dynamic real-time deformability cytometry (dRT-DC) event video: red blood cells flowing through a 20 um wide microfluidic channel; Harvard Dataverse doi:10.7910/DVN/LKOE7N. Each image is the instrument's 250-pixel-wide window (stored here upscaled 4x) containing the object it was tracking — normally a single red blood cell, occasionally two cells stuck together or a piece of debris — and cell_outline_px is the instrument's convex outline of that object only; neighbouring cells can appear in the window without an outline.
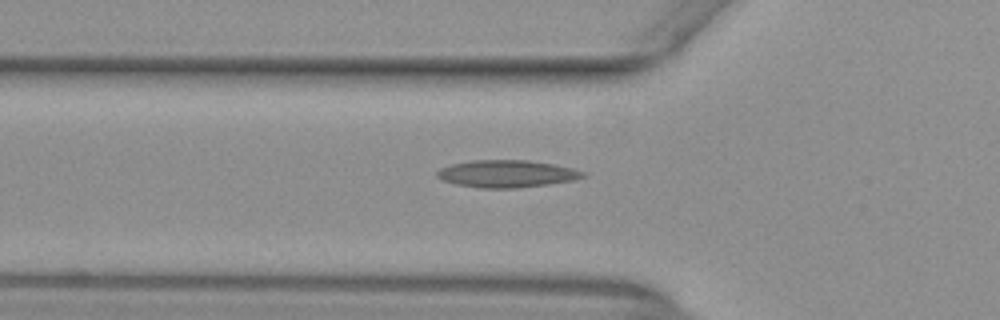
{"species": "common noctule bat (a hibernating species)", "species_latin": "Nyctalus noctula", "temperature_condition": "warm", "stored_images_in_passage": 38, "camera_frame_rate_fps": 3000, "um_per_image_px": 0.085, "animal": {"sex": "female", "body_mass_g": 29.2, "forearm_length_mm": 56.3}, "frame": {"image": 1, "passage_image": 6, "time_ms": 1.667, "image_size_px": [1000, 320], "cell_outline_px": [[588, 176], [572, 180], [548, 184], [516, 188], [480, 188], [456, 184], [444, 180], [436, 176], [436, 172], [440, 168], [452, 164], [472, 160], [528, 160], [552, 164], [572, 168], [584, 172]], "centroid_in_image_um": [43.07, 14.77], "position_along_channel_um": 82.7, "area_um2": 23.06}}
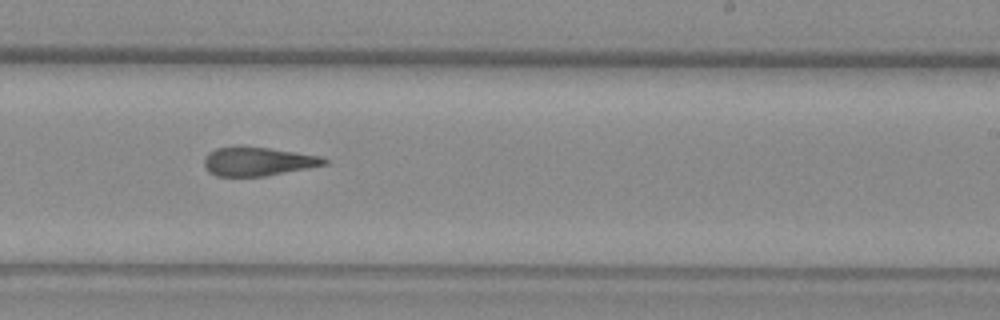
{"frame": {"image": 2, "passage_image": 20, "time_ms": 6.333, "image_size_px": [1000, 320], "cell_outline_px": [[328, 164], [308, 168], [264, 176], [216, 176], [208, 172], [204, 164], [204, 156], [208, 152], [216, 148], [268, 148], [320, 156], [328, 160]], "centroid_in_image_um": [21.91, 13.75], "position_along_channel_um": 267.1, "area_um2": 19.65}}
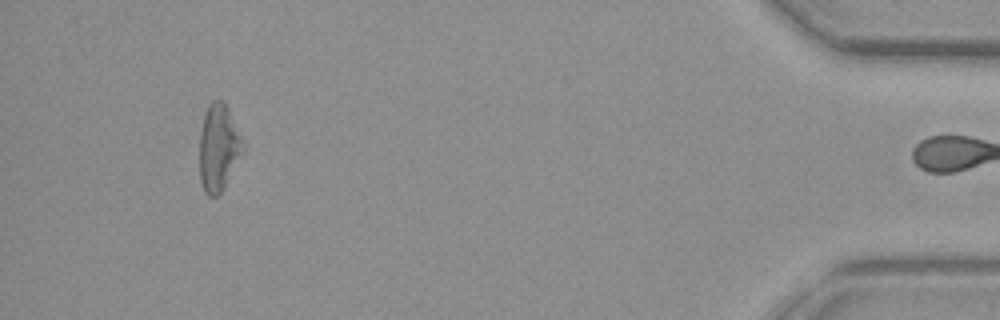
{"frame": {"image": 3, "passage_image": 37, "time_ms": 12.0, "image_size_px": [1000, 320], "cell_outline_px": [[244, 152], [224, 188], [216, 196], [208, 196], [204, 192], [200, 180], [200, 132], [204, 116], [208, 104], [212, 100], [224, 100], [244, 140]], "centroid_in_image_um": [18.6, 12.54], "position_along_channel_um": 416.6, "area_um2": 22.25}, "authors_computed_cell_mechanics": {"area_um2": 21.2704, "velocity_mm_per_s": 3.935, "shape_relaxation_time_tau1_ms": null, "shape_relaxation_time_tau2_ms": 3.3686, "deformation_change_tau1": null, "deformation_change_tau2": 0.1464}}